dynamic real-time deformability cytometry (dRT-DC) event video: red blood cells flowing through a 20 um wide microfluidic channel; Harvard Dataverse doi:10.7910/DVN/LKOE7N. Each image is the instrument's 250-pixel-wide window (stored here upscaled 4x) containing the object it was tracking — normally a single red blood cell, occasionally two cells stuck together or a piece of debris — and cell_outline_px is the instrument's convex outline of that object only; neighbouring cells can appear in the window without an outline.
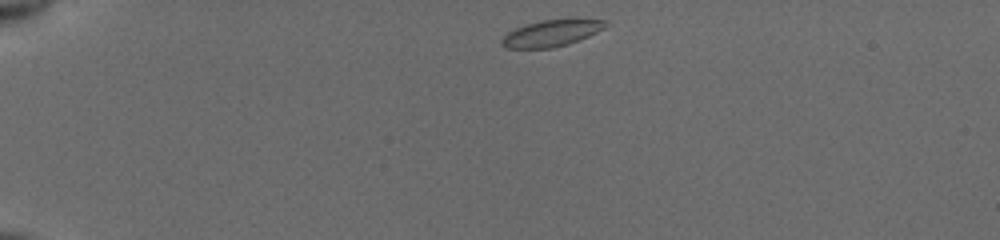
{"species": "common noctule bat (a hibernating species)", "species_latin": "Nyctalus noctula", "temperature_condition": "cold", "stored_images_in_passage": 42, "camera_frame_rate_fps": 3000, "um_per_image_px": 0.085, "animal": {"sex": "female", "body_mass_g": 19.5, "forearm_length_mm": 54.1}, "frame": {"image": 1, "passage_image": 1, "time_ms": 0.0, "image_size_px": [1000, 240], "cell_outline_px": [[612, 24], [588, 36], [568, 44], [552, 48], [504, 48], [500, 44], [500, 40], [508, 32], [524, 24], [544, 20], [604, 20]], "centroid_in_image_um": [46.83, 2.84], "position_along_channel_um": 38.2, "area_um2": 15.84}}
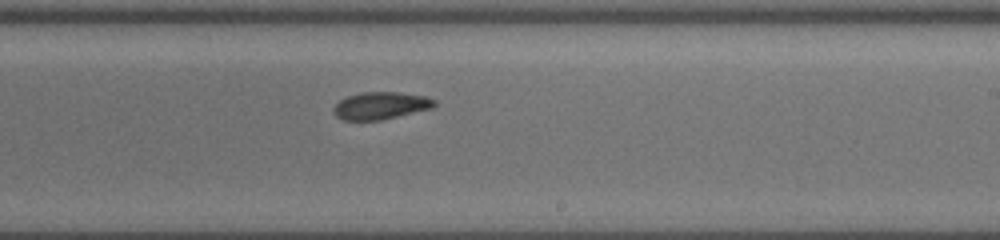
{"frame": {"image": 2, "passage_image": 23, "time_ms": 7.333, "image_size_px": [1000, 240], "cell_outline_px": [[436, 104], [432, 108], [380, 120], [344, 120], [336, 116], [332, 108], [340, 100], [348, 96], [360, 92], [400, 92], [428, 96], [436, 100]], "centroid_in_image_um": [32.37, 8.96], "position_along_channel_um": 256.6, "area_um2": 16.07}}
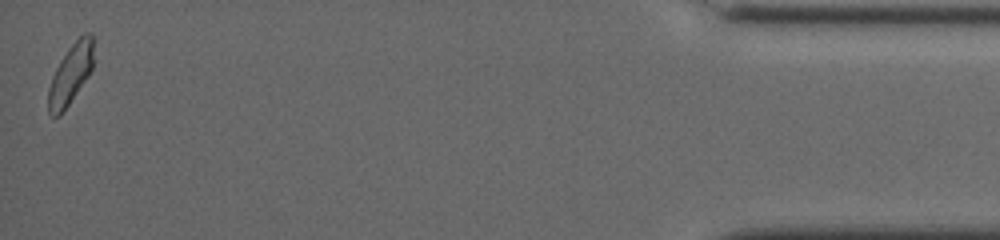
{"frame": {"image": 3, "passage_image": 42, "time_ms": 13.667, "image_size_px": [1000, 240], "cell_outline_px": [[92, 68], [88, 76], [60, 116], [52, 116], [48, 112], [48, 88], [52, 76], [60, 60], [68, 48], [84, 32], [92, 32]], "centroid_in_image_um": [5.97, 6.31], "position_along_channel_um": 429.2, "area_um2": 15.61}, "authors_computed_cell_mechanics": {"area_um2": 16.4441, "velocity_mm_per_s": 3.8872, "shape_relaxation_time_tau1_ms": 6.2993, "shape_relaxation_time_tau2_ms": 2.0064, "deformation_change_tau1": 0.1259, "deformation_change_tau2": 0.0548}}